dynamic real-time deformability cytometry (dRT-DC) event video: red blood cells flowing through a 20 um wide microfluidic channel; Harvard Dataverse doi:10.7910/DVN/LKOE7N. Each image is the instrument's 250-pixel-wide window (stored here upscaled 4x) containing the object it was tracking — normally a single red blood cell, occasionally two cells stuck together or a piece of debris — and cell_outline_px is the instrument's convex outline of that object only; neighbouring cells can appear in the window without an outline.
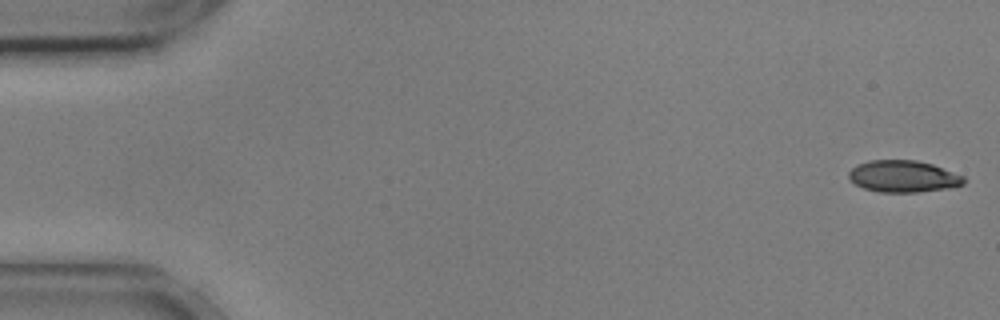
{"species": "common noctule bat (a hibernating species)", "species_latin": "Nyctalus noctula", "temperature_condition": "cold", "stored_images_in_passage": 55, "camera_frame_rate_fps": 3000, "um_per_image_px": 0.085, "animal": {"sex": "male", "body_mass_g": 17.9, "forearm_length_mm": 54.2}, "frame": {"image": 1, "passage_image": 1, "time_ms": 0.0, "image_size_px": [1000, 320], "cell_outline_px": [[964, 184], [948, 188], [916, 192], [880, 192], [864, 188], [848, 180], [848, 172], [856, 164], [868, 160], [916, 160], [932, 164], [964, 176]], "centroid_in_image_um": [76.73, 14.98], "position_along_channel_um": 8.3, "area_um2": 21.33}}
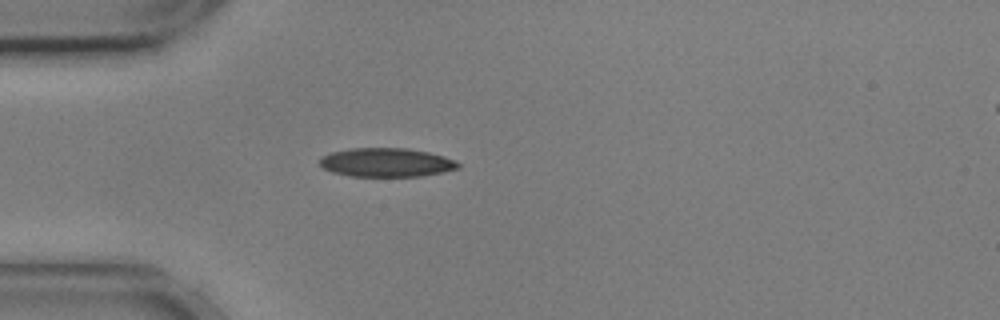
{"frame": {"image": 2, "passage_image": 15, "time_ms": 4.667, "image_size_px": [1000, 320], "cell_outline_px": [[460, 168], [444, 172], [420, 176], [348, 176], [332, 172], [324, 168], [320, 164], [320, 156], [332, 152], [352, 148], [408, 148], [428, 152], [444, 156], [456, 160], [460, 164]], "centroid_in_image_um": [32.86, 13.81], "position_along_channel_um": 52.1, "area_um2": 23.35}}
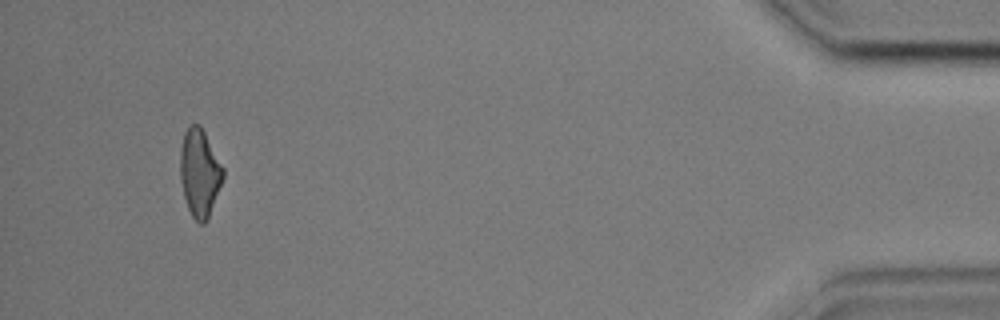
{"frame": {"image": 3, "passage_image": 52, "time_ms": 17.0, "image_size_px": [1000, 320], "cell_outline_px": [[224, 176], [208, 220], [204, 224], [200, 224], [192, 216], [188, 208], [184, 196], [180, 180], [180, 148], [184, 132], [192, 124], [200, 124], [224, 168]], "centroid_in_image_um": [16.97, 14.7], "position_along_channel_um": 418.2, "area_um2": 21.96}, "authors_computed_cell_mechanics": {"area_um2": 22.5998, "velocity_mm_per_s": 3.6061, "shape_relaxation_time_tau1_ms": 4.3837, "shape_relaxation_time_tau2_ms": 1.4891, "deformation_change_tau1": 0.1415, "deformation_change_tau2": 0.0723}}